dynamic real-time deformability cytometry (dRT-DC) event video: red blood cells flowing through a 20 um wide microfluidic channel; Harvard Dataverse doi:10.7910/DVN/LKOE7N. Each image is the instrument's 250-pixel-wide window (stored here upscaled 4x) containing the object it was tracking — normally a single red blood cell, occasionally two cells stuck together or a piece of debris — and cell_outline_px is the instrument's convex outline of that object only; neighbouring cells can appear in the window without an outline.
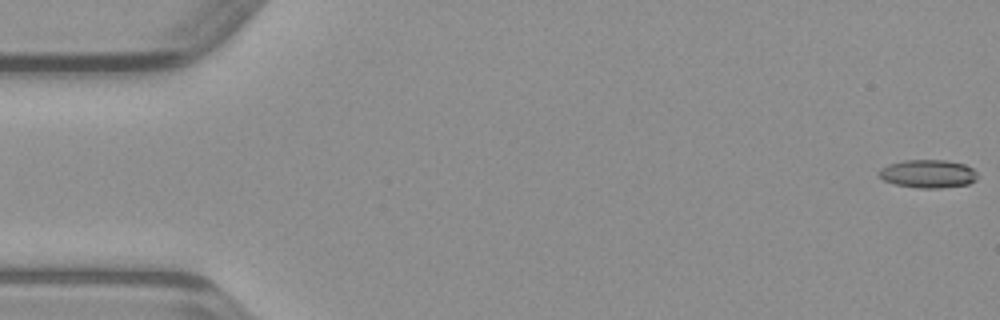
{"species": "common noctule bat (a hibernating species)", "species_latin": "Nyctalus noctula", "temperature_condition": "warm", "stored_images_in_passage": 48, "camera_frame_rate_fps": 3000, "um_per_image_px": 0.085, "animal": {"sex": "male", "body_mass_g": 23.1, "forearm_length_mm": 52.7}, "frame": {"image": 1, "passage_image": 1, "time_ms": 0.0, "image_size_px": [1000, 320], "cell_outline_px": [[980, 176], [976, 180], [968, 184], [940, 188], [920, 188], [896, 184], [884, 180], [876, 172], [880, 168], [888, 164], [904, 160], [944, 160], [964, 164], [972, 168]], "centroid_in_image_um": [78.89, 14.76], "position_along_channel_um": 6.1, "area_um2": 16.24}}
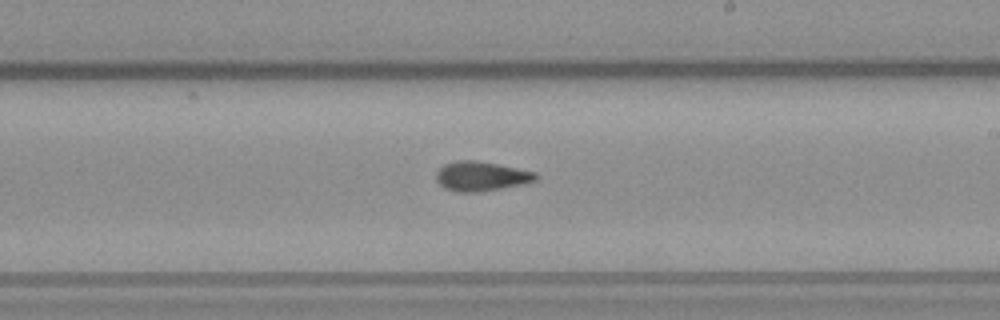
{"frame": {"image": 2, "passage_image": 28, "time_ms": 9.0, "image_size_px": [1000, 320], "cell_outline_px": [[540, 176], [536, 180], [524, 184], [480, 192], [456, 192], [444, 188], [436, 180], [436, 172], [444, 164], [460, 160], [476, 160], [536, 172]], "centroid_in_image_um": [40.9, 14.99], "position_along_channel_um": 248.1, "area_um2": 17.17}}
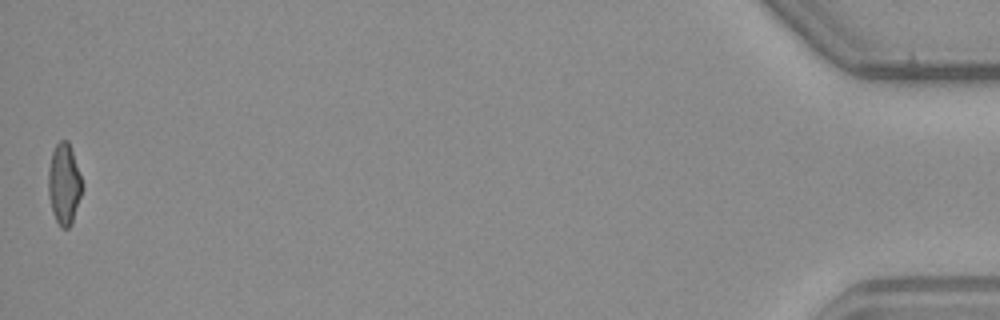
{"frame": {"image": 3, "passage_image": 48, "time_ms": 15.667, "image_size_px": [1000, 320], "cell_outline_px": [[80, 196], [72, 224], [68, 228], [60, 228], [52, 212], [48, 196], [48, 168], [52, 152], [56, 144], [60, 140], [68, 140], [80, 176]], "centroid_in_image_um": [5.4, 15.66], "position_along_channel_um": 429.8, "area_um2": 15.66}}